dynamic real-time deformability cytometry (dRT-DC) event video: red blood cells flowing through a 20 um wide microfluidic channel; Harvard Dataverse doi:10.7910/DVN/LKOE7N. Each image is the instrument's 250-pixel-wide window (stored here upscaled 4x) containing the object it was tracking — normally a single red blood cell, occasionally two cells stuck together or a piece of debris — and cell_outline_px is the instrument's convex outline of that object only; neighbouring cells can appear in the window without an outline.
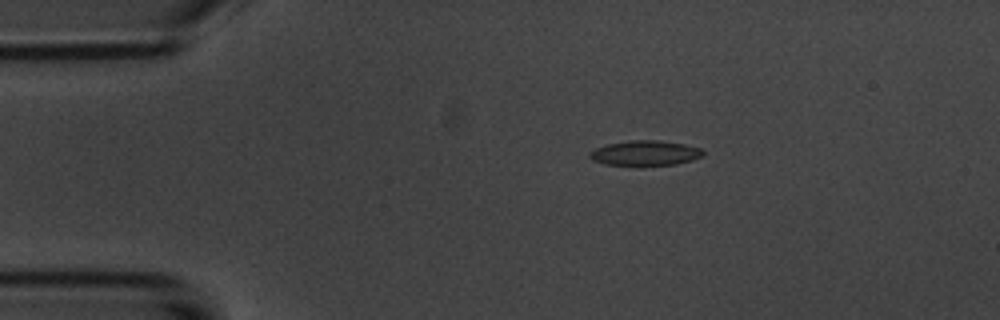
{"species": "common noctule bat (a hibernating species)", "species_latin": "Nyctalus noctula", "temperature_condition": "room temperature", "stored_images_in_passage": 7, "camera_frame_rate_fps": 3000, "um_per_image_px": 0.085, "animal": {"sex": "male", "body_mass_g": 20.1, "forearm_length_mm": 53.5}, "frame": {"image": 1, "passage_image": 3, "time_ms": 2.333, "image_size_px": [1000, 320], "cell_outline_px": [[704, 152], [700, 156], [692, 160], [676, 164], [604, 164], [592, 160], [588, 156], [588, 152], [596, 148], [608, 144], [632, 140], [656, 140], [684, 144], [700, 148]], "centroid_in_image_um": [54.8, 12.99], "position_along_channel_um": 30.2, "area_um2": 16.07}}
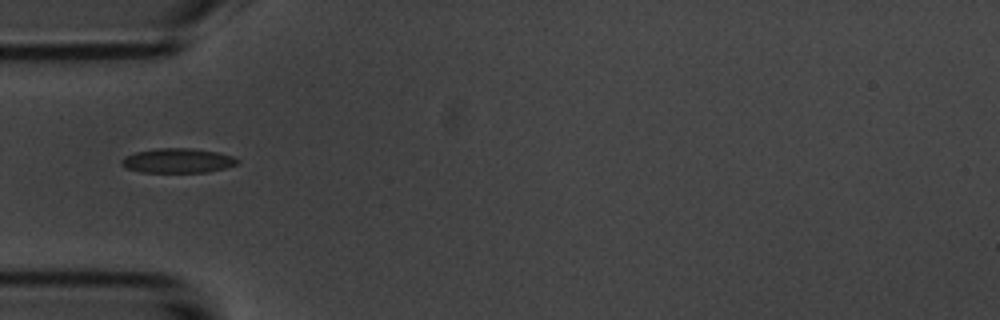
{"frame": {"image": 2, "passage_image": 5, "time_ms": 4.667, "image_size_px": [1000, 320], "cell_outline_px": [[240, 164], [208, 172], [140, 172], [124, 168], [120, 164], [120, 160], [124, 156], [136, 152], [156, 148], [192, 148], [216, 152], [232, 156], [240, 160]], "centroid_in_image_um": [15.08, 13.66], "position_along_channel_um": 69.9, "area_um2": 16.76}}
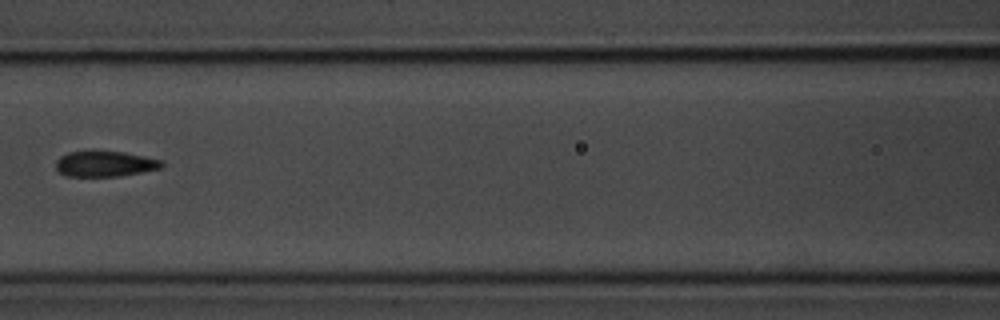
{"frame": {"image": 3, "passage_image": 7, "time_ms": 7.0, "image_size_px": [1000, 320], "cell_outline_px": [[164, 164], [160, 168], [120, 176], [64, 176], [56, 168], [56, 160], [60, 156], [68, 152], [124, 152], [144, 156], [160, 160]], "centroid_in_image_um": [8.89, 13.93], "position_along_channel_um": 157.7, "area_um2": 15.49}}